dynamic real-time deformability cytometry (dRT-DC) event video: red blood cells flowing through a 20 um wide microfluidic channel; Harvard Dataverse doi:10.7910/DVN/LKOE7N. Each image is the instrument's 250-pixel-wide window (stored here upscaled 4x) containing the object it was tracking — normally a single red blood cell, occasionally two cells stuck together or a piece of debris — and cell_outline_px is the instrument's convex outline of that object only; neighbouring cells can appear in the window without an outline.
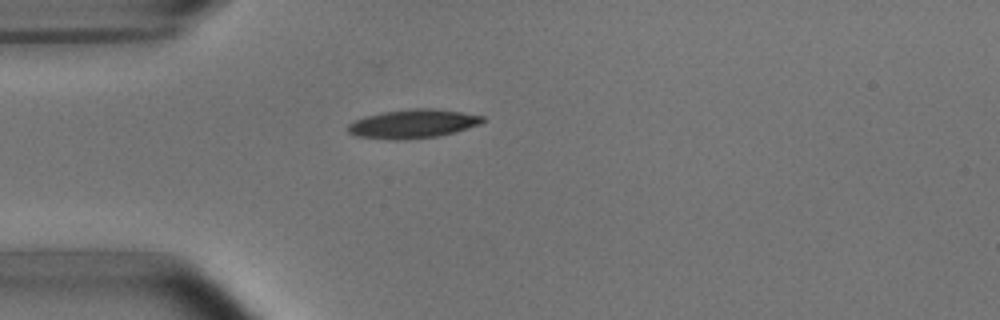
{"species": "common noctule bat (a hibernating species)", "species_latin": "Nyctalus noctula", "temperature_condition": "room temperature", "stored_images_in_passage": 2, "camera_frame_rate_fps": 3000, "um_per_image_px": 0.085, "animal": {"sex": "male", "body_mass_g": 15.6}, "frame": {"image": 1, "passage_image": 1, "time_ms": 0.0, "image_size_px": [1000, 320], "cell_outline_px": [[484, 120], [480, 124], [452, 132], [436, 136], [404, 140], [388, 140], [356, 136], [348, 132], [348, 124], [356, 120], [368, 116], [384, 112], [408, 108], [432, 108], [460, 112], [484, 116]], "centroid_in_image_um": [35.07, 10.52], "position_along_channel_um": 49.9, "area_um2": 22.37}}